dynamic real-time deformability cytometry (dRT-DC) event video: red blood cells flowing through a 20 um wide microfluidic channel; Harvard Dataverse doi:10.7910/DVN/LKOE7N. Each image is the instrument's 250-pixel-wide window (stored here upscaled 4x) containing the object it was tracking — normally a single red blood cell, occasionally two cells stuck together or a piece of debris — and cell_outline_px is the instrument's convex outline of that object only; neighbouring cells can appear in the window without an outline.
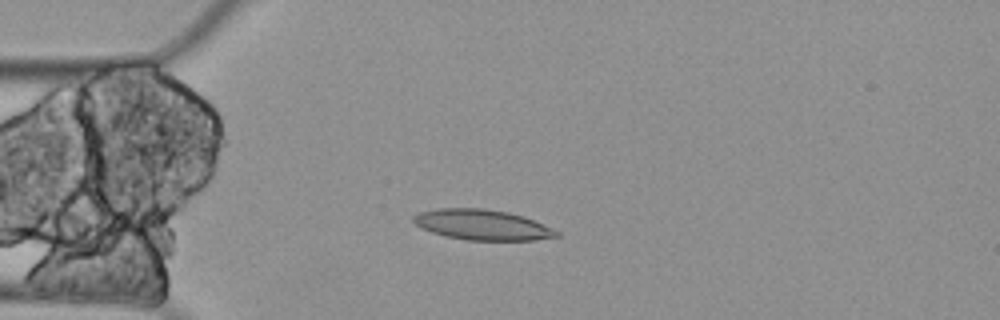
{"species": "Egyptian fruit bat (a non-hibernating species)", "species_latin": "Rousettus aegyptiacus", "temperature_condition": "cold", "stored_images_in_passage": 11, "camera_frame_rate_fps": 3000, "um_per_image_px": 0.085, "animal": {"sex": "female"}, "frame": {"image": 1, "passage_image": 4, "time_ms": 1.0, "image_size_px": [1000, 320], "cell_outline_px": [[560, 236], [532, 240], [464, 240], [432, 232], [416, 224], [412, 220], [412, 216], [420, 212], [436, 208], [484, 208], [508, 212], [524, 216], [552, 228], [560, 232]], "centroid_in_image_um": [41.0, 19.1], "position_along_channel_um": 44.0, "area_um2": 25.26}}
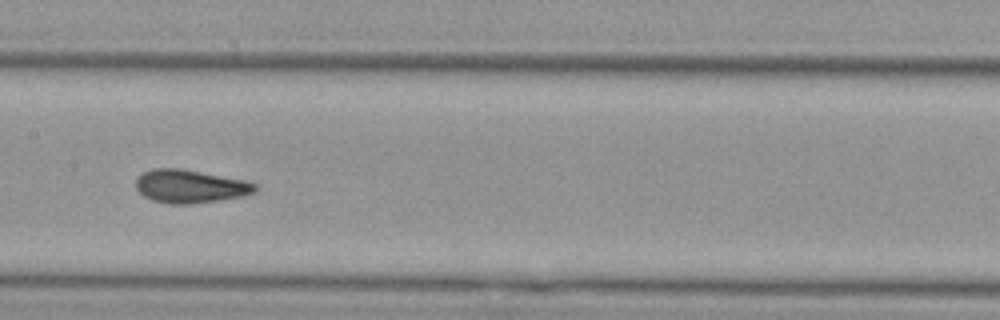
{"frame": {"image": 2, "passage_image": 8, "time_ms": 2.333, "image_size_px": [1000, 320], "cell_outline_px": [[256, 188], [252, 192], [240, 196], [216, 200], [188, 204], [172, 204], [152, 200], [144, 196], [136, 188], [136, 180], [144, 172], [152, 168], [184, 168], [244, 180], [256, 184]], "centroid_in_image_um": [16.11, 15.82], "position_along_channel_um": 191.3, "area_um2": 22.77}}
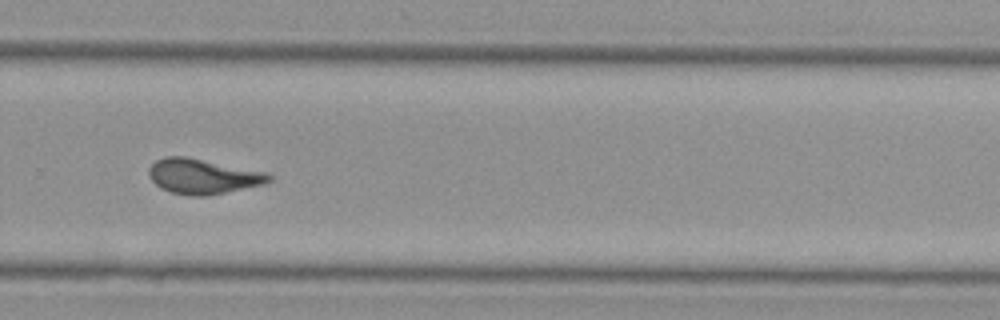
{"frame": {"image": 3, "passage_image": 11, "time_ms": 3.333, "image_size_px": [1000, 320], "cell_outline_px": [[272, 180], [264, 184], [208, 196], [192, 196], [172, 192], [160, 188], [152, 180], [148, 172], [148, 168], [156, 160], [164, 156], [184, 156], [264, 172], [272, 176]], "centroid_in_image_um": [17.21, 14.99], "position_along_channel_um": 312.6, "area_um2": 24.28}}